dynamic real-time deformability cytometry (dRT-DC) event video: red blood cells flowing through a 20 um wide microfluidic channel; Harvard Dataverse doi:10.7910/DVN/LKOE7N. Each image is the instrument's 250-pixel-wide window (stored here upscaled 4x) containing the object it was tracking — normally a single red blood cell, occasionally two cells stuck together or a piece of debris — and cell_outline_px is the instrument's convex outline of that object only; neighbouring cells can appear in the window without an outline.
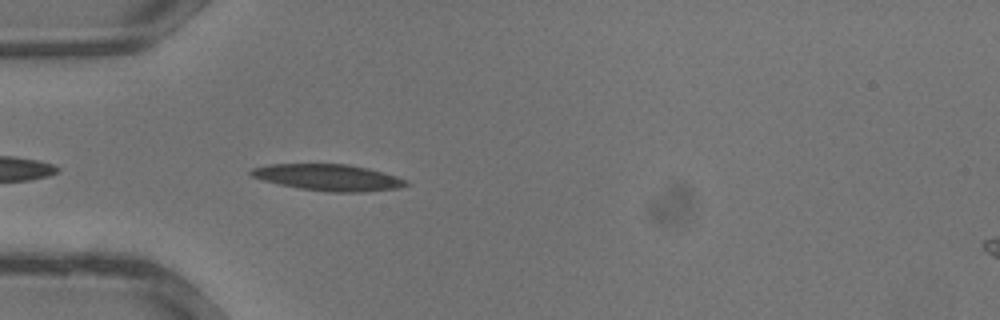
{"species": "common noctule bat (a hibernating species)", "species_latin": "Nyctalus noctula", "temperature_condition": "warm", "stored_images_in_passage": 23, "camera_frame_rate_fps": 3000, "um_per_image_px": 0.085, "animal": {"sex": "male", "body_mass_g": 13.3}, "frame": {"image": 1, "passage_image": 8, "time_ms": 2.333, "image_size_px": [1000, 320], "cell_outline_px": [[408, 184], [396, 188], [360, 192], [328, 192], [300, 188], [280, 184], [264, 180], [252, 176], [248, 172], [252, 168], [268, 164], [348, 164], [396, 176], [408, 180]], "centroid_in_image_um": [27.87, 15.08], "position_along_channel_um": 57.1, "area_um2": 23.47}}
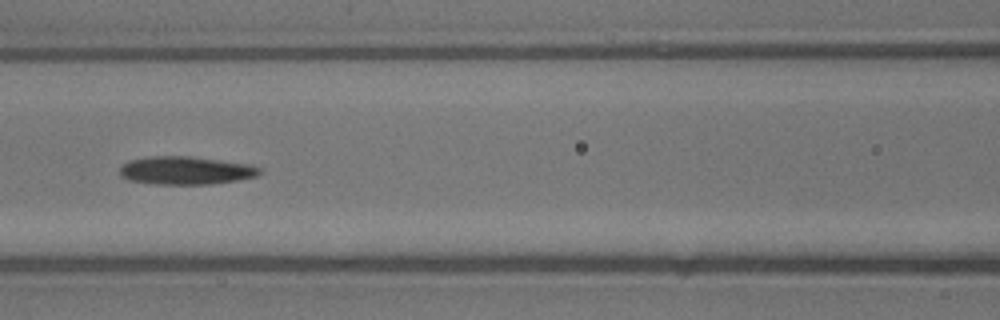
{"frame": {"image": 2, "passage_image": 13, "time_ms": 4.0, "image_size_px": [1000, 320], "cell_outline_px": [[260, 172], [256, 176], [236, 180], [208, 184], [156, 184], [128, 180], [120, 176], [120, 168], [128, 160], [152, 156], [188, 156], [252, 164], [260, 168]], "centroid_in_image_um": [15.76, 14.48], "position_along_channel_um": 150.8, "area_um2": 22.77}}
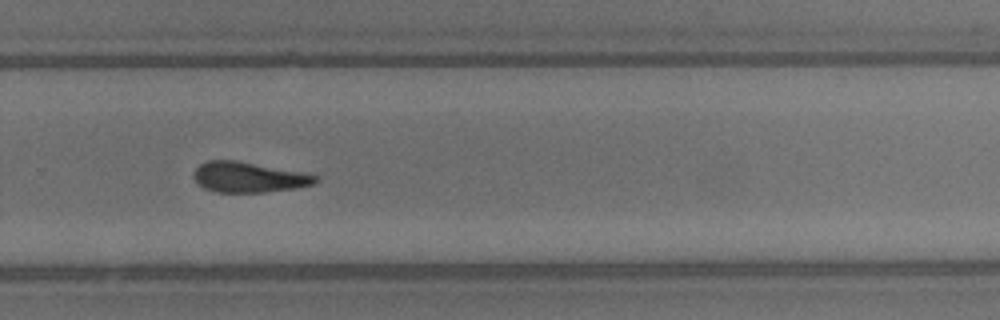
{"frame": {"image": 3, "passage_image": 21, "time_ms": 6.667, "image_size_px": [1000, 320], "cell_outline_px": [[316, 180], [312, 184], [296, 188], [264, 192], [216, 192], [204, 188], [192, 176], [192, 172], [200, 164], [208, 160], [236, 160], [300, 172], [316, 176]], "centroid_in_image_um": [21.06, 15.06], "position_along_channel_um": 308.7, "area_um2": 21.21}}